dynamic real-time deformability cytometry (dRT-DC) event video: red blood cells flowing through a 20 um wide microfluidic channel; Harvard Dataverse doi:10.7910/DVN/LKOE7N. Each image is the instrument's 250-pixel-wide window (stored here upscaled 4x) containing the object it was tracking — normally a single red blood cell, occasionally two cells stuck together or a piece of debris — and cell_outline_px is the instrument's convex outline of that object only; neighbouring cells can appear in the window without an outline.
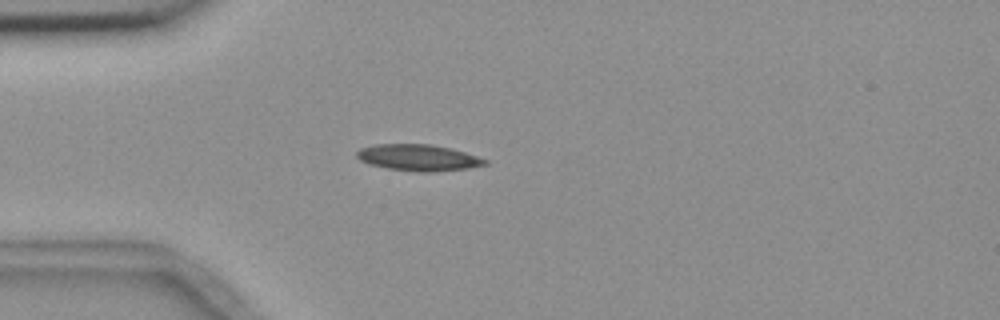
{"species": "common noctule bat (a hibernating species)", "species_latin": "Nyctalus noctula", "temperature_condition": "room temperature", "stored_images_in_passage": 6, "camera_frame_rate_fps": 3000, "um_per_image_px": 0.085, "animal": {"sex": "female", "body_mass_g": 18.4}, "frame": {"image": 1, "passage_image": 2, "time_ms": 1.333, "image_size_px": [1000, 320], "cell_outline_px": [[488, 164], [468, 168], [432, 172], [420, 172], [388, 168], [368, 164], [360, 160], [356, 156], [356, 152], [360, 148], [376, 144], [432, 144], [452, 148], [488, 160]], "centroid_in_image_um": [35.55, 13.39], "position_along_channel_um": 49.5, "area_um2": 19.71}}
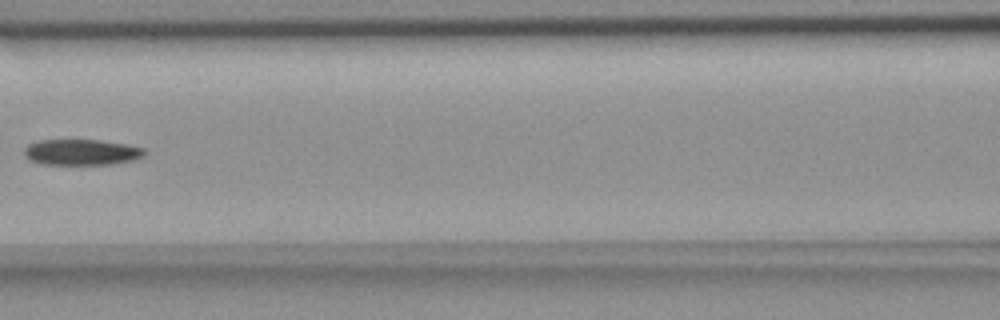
{"frame": {"image": 2, "passage_image": 5, "time_ms": 4.667, "image_size_px": [1000, 320], "cell_outline_px": [[148, 152], [144, 156], [136, 160], [112, 164], [44, 164], [32, 160], [24, 152], [24, 148], [28, 144], [40, 140], [100, 140], [124, 144], [144, 148]], "centroid_in_image_um": [7.0, 12.93], "position_along_channel_um": 159.6, "area_um2": 18.03}}
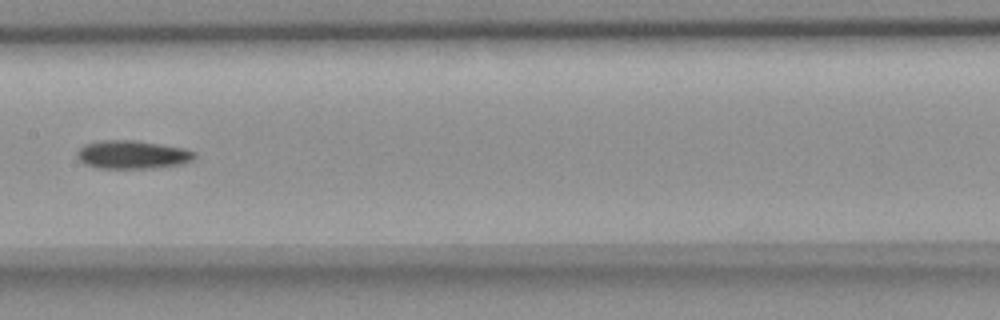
{"frame": {"image": 3, "passage_image": 6, "time_ms": 5.667, "image_size_px": [1000, 320], "cell_outline_px": [[196, 156], [192, 160], [184, 164], [156, 168], [96, 168], [84, 164], [76, 156], [76, 152], [84, 144], [104, 140], [132, 140], [184, 148], [196, 152]], "centroid_in_image_um": [11.25, 13.15], "position_along_channel_um": 196.1, "area_um2": 19.48}}